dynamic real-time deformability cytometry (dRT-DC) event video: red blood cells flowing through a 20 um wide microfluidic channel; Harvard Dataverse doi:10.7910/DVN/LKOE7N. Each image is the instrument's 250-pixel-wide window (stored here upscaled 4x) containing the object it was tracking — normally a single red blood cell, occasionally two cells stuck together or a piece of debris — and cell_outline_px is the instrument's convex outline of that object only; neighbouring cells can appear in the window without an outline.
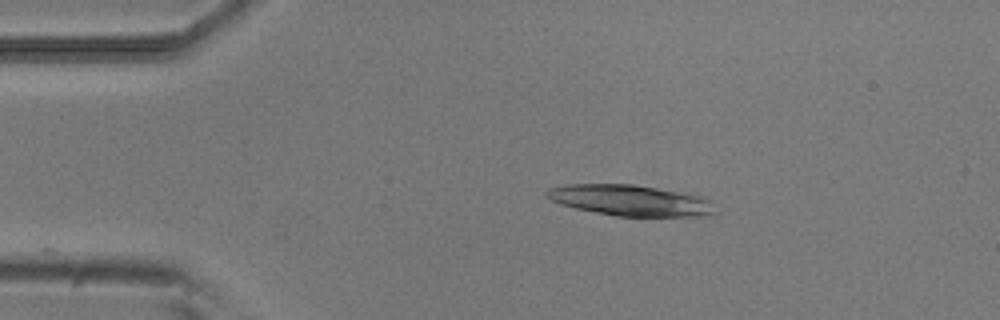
{"species": "common noctule bat (a hibernating species)", "species_latin": "Nyctalus noctula", "temperature_condition": "room temperature", "stored_images_in_passage": 13, "camera_frame_rate_fps": 3000, "um_per_image_px": 0.085, "animal": {"sex": "male", "body_mass_g": 20.5, "forearm_length_mm": 52.5}, "frame": {"image": 1, "passage_image": 1, "time_ms": 0.0, "image_size_px": [1000, 320], "cell_outline_px": [[716, 212], [708, 216], [616, 216], [576, 208], [560, 204], [544, 196], [544, 192], [548, 188], [568, 184], [632, 184], [704, 196], [712, 200]], "centroid_in_image_um": [53.6, 17.03], "position_along_channel_um": 31.4, "area_um2": 30.46}}